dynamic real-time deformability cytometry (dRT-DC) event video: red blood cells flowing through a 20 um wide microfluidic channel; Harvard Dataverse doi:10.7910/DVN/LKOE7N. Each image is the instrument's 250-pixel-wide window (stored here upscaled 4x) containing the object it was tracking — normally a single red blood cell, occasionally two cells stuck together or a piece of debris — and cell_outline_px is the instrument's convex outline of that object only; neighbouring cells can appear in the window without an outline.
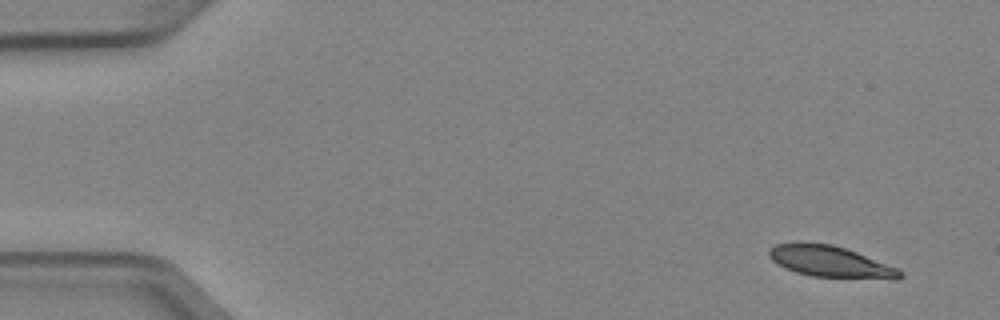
{"species": "Egyptian fruit bat (a non-hibernating species)", "species_latin": "Rousettus aegyptiacus", "temperature_condition": "cold", "stored_images_in_passage": 6, "camera_frame_rate_fps": 3000, "um_per_image_px": 0.085, "animal": {"sex": "female"}, "frame": {"image": 1, "passage_image": 2, "time_ms": 0.333, "image_size_px": [1000, 320], "cell_outline_px": [[904, 276], [896, 280], [812, 276], [796, 272], [784, 268], [772, 260], [768, 256], [768, 252], [776, 244], [832, 244], [856, 252], [896, 268], [904, 272]], "centroid_in_image_um": [70.64, 22.28], "position_along_channel_um": 14.4, "area_um2": 23.41}}
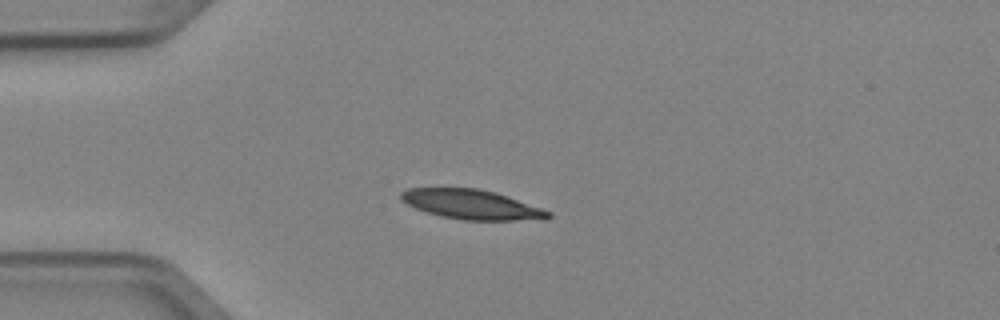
{"frame": {"image": 2, "passage_image": 4, "time_ms": 1.0, "image_size_px": [1000, 320], "cell_outline_px": [[552, 216], [544, 220], [464, 220], [440, 216], [416, 208], [400, 200], [400, 192], [408, 188], [476, 188], [496, 192], [508, 196], [552, 212]], "centroid_in_image_um": [40.11, 17.38], "position_along_channel_um": 44.9, "area_um2": 25.43}}
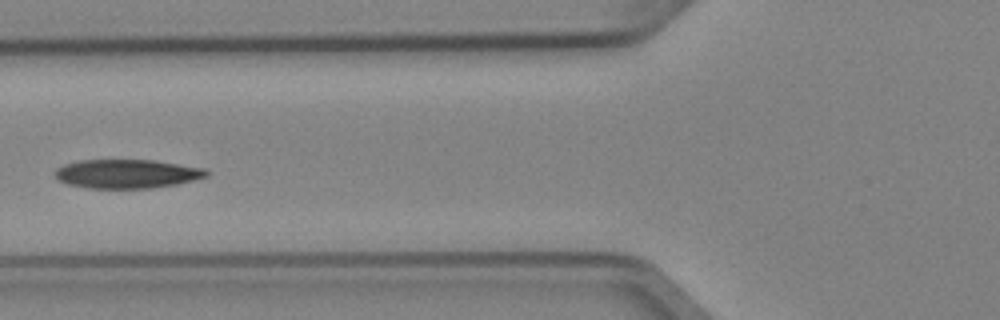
{"frame": {"image": 3, "passage_image": 6, "time_ms": 1.667, "image_size_px": [1000, 320], "cell_outline_px": [[208, 176], [176, 184], [152, 188], [88, 188], [68, 184], [60, 180], [56, 176], [56, 168], [64, 164], [80, 160], [152, 160], [204, 168], [208, 172]], "centroid_in_image_um": [10.78, 14.77], "position_along_channel_um": 115.0, "area_um2": 25.26}}